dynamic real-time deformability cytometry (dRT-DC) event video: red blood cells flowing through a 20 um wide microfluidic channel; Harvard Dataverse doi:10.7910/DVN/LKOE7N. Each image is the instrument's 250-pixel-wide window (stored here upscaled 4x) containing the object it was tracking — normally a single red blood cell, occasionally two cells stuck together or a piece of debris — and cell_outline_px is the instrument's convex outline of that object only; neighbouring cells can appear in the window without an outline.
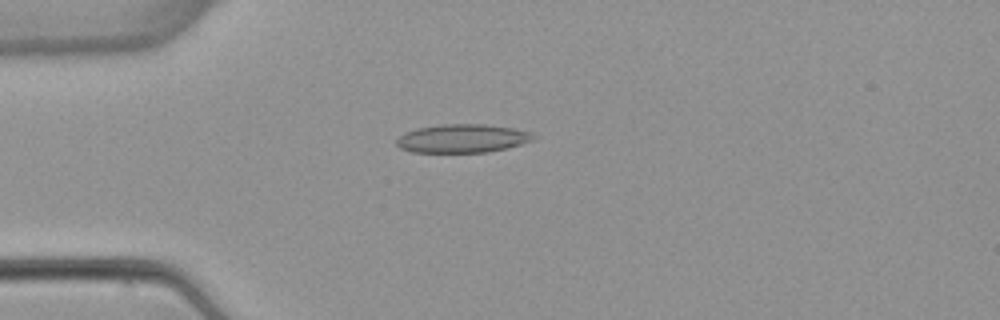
{"species": "common noctule bat (a hibernating species)", "species_latin": "Nyctalus noctula", "temperature_condition": "warm", "stored_images_in_passage": 4, "camera_frame_rate_fps": 3000, "um_per_image_px": 0.085, "animal": {"sex": "female", "body_mass_g": 22.7, "forearm_length_mm": 54.2}, "frame": {"image": 1, "passage_image": 4, "time_ms": 3.667, "image_size_px": [1000, 320], "cell_outline_px": [[540, 136], [532, 140], [508, 148], [488, 152], [412, 152], [400, 148], [396, 144], [396, 140], [400, 136], [416, 128], [440, 124], [484, 124], [512, 128], [532, 132]], "centroid_in_image_um": [39.34, 11.76], "position_along_channel_um": 45.7, "area_um2": 22.77}}